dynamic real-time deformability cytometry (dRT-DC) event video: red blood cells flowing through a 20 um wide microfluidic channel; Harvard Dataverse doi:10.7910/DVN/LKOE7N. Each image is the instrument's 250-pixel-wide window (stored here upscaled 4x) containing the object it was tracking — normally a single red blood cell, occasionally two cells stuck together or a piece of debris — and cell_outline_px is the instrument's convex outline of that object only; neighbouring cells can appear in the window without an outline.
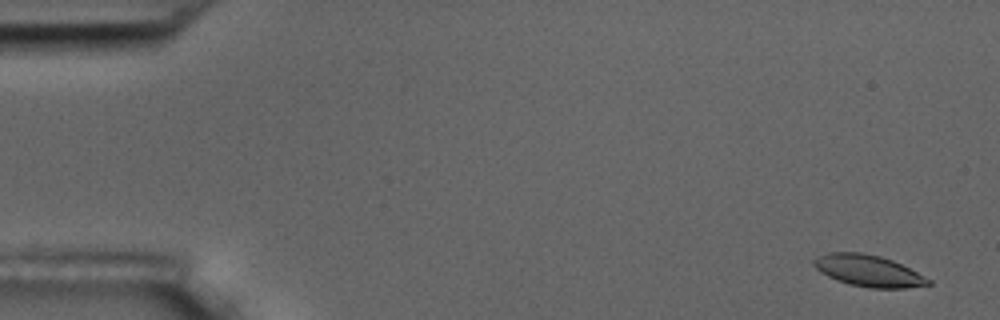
{"species": "common noctule bat (a hibernating species)", "species_latin": "Nyctalus noctula", "temperature_condition": "room temperature", "stored_images_in_passage": 5, "camera_frame_rate_fps": 3000, "um_per_image_px": 0.085, "animal": {"sex": "male", "body_mass_g": 17.5, "forearm_length_mm": 52.3}, "frame": {"image": 1, "passage_image": 1, "time_ms": 0.0, "image_size_px": [1000, 320], "cell_outline_px": [[932, 284], [904, 288], [868, 288], [848, 284], [836, 280], [820, 272], [812, 264], [812, 260], [816, 256], [828, 252], [860, 252], [880, 256], [892, 260], [932, 280]], "centroid_in_image_um": [73.76, 23.01], "position_along_channel_um": 11.2, "area_um2": 21.1}}
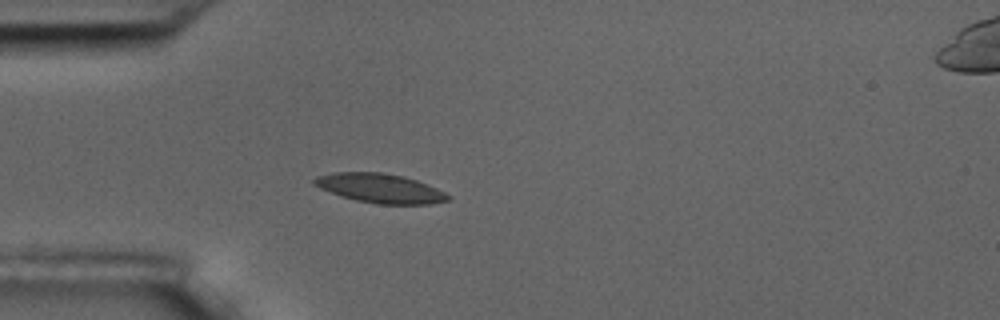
{"frame": {"image": 2, "passage_image": 5, "time_ms": 4.667, "image_size_px": [1000, 320], "cell_outline_px": [[452, 196], [448, 200], [428, 204], [376, 204], [356, 200], [340, 196], [320, 188], [312, 184], [312, 180], [316, 176], [332, 172], [380, 172], [404, 176], [416, 180], [436, 188]], "centroid_in_image_um": [32.27, 16.0], "position_along_channel_um": 52.7, "area_um2": 22.83}}